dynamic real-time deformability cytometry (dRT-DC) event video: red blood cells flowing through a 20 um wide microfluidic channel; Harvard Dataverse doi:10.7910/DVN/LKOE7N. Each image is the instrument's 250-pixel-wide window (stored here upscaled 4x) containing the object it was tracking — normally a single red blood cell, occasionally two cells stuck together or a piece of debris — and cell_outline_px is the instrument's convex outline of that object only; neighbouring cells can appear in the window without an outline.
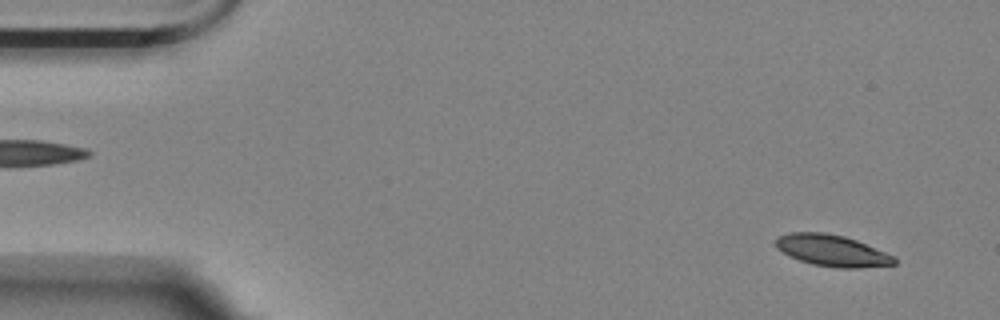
{"species": "Egyptian fruit bat (a non-hibernating species)", "species_latin": "Rousettus aegyptiacus", "temperature_condition": "room temperature", "stored_images_in_passage": 55, "camera_frame_rate_fps": 3000, "um_per_image_px": 0.085, "animal": {"sex": "female"}, "frame": {"image": 1, "passage_image": 3, "time_ms": 0.667, "image_size_px": [1000, 320], "cell_outline_px": [[896, 264], [860, 268], [836, 268], [812, 264], [788, 256], [776, 248], [776, 236], [792, 232], [824, 232], [844, 236], [856, 240], [896, 256]], "centroid_in_image_um": [70.72, 21.3], "position_along_channel_um": 14.3, "area_um2": 21.91}}
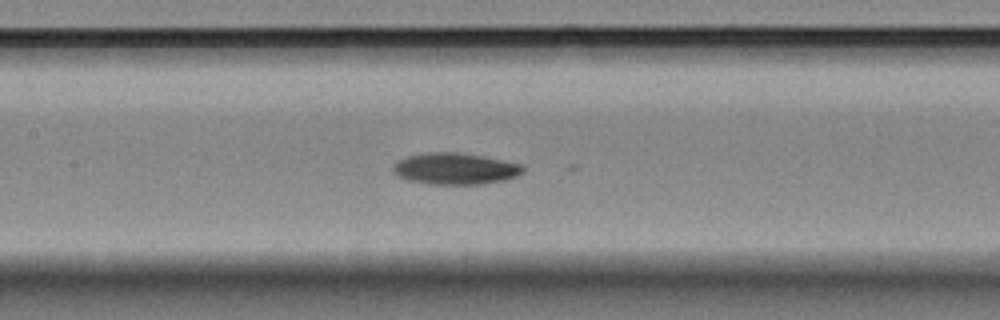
{"frame": {"image": 2, "passage_image": 25, "time_ms": 8.0, "image_size_px": [1000, 320], "cell_outline_px": [[524, 172], [516, 176], [504, 180], [480, 184], [432, 184], [408, 180], [396, 176], [392, 172], [392, 168], [396, 160], [408, 156], [428, 152], [456, 152], [480, 156], [524, 164]], "centroid_in_image_um": [38.66, 14.34], "position_along_channel_um": 168.7, "area_um2": 23.87}}
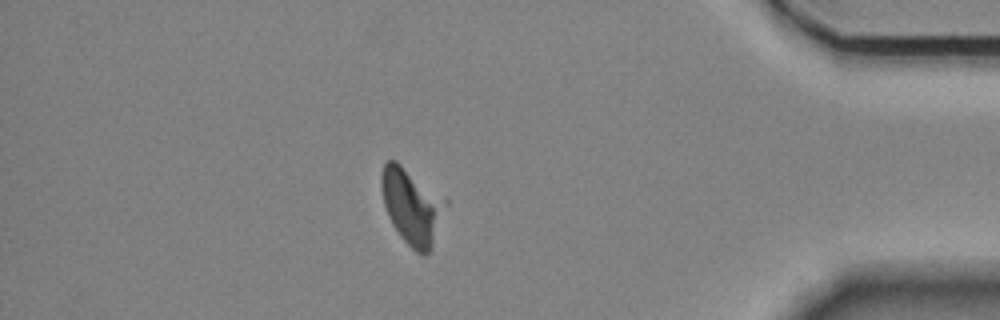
{"frame": {"image": 3, "passage_image": 48, "time_ms": 15.667, "image_size_px": [1000, 320], "cell_outline_px": [[448, 204], [432, 248], [424, 256], [416, 252], [400, 236], [392, 224], [388, 216], [384, 204], [380, 188], [380, 176], [384, 164], [388, 160], [396, 160], [448, 200]], "centroid_in_image_um": [35.01, 17.53], "position_along_channel_um": 400.2, "area_um2": 28.5}}